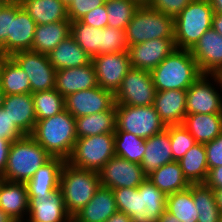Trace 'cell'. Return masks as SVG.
Listing matches in <instances>:
<instances>
[{
    "mask_svg": "<svg viewBox=\"0 0 222 222\" xmlns=\"http://www.w3.org/2000/svg\"><path fill=\"white\" fill-rule=\"evenodd\" d=\"M114 193L118 211L126 213L132 222H158L166 210L167 195L146 178L138 187L117 188Z\"/></svg>",
    "mask_w": 222,
    "mask_h": 222,
    "instance_id": "obj_1",
    "label": "cell"
},
{
    "mask_svg": "<svg viewBox=\"0 0 222 222\" xmlns=\"http://www.w3.org/2000/svg\"><path fill=\"white\" fill-rule=\"evenodd\" d=\"M52 157L65 161L72 154L77 138L75 117L66 109L52 117L36 121L30 134Z\"/></svg>",
    "mask_w": 222,
    "mask_h": 222,
    "instance_id": "obj_2",
    "label": "cell"
},
{
    "mask_svg": "<svg viewBox=\"0 0 222 222\" xmlns=\"http://www.w3.org/2000/svg\"><path fill=\"white\" fill-rule=\"evenodd\" d=\"M190 50L176 49L151 71L156 91L187 90L200 76Z\"/></svg>",
    "mask_w": 222,
    "mask_h": 222,
    "instance_id": "obj_3",
    "label": "cell"
},
{
    "mask_svg": "<svg viewBox=\"0 0 222 222\" xmlns=\"http://www.w3.org/2000/svg\"><path fill=\"white\" fill-rule=\"evenodd\" d=\"M52 156L31 136L13 141L10 146L5 181L26 183Z\"/></svg>",
    "mask_w": 222,
    "mask_h": 222,
    "instance_id": "obj_4",
    "label": "cell"
},
{
    "mask_svg": "<svg viewBox=\"0 0 222 222\" xmlns=\"http://www.w3.org/2000/svg\"><path fill=\"white\" fill-rule=\"evenodd\" d=\"M214 10L209 0H192L174 18V41L177 49L191 50L212 27Z\"/></svg>",
    "mask_w": 222,
    "mask_h": 222,
    "instance_id": "obj_5",
    "label": "cell"
},
{
    "mask_svg": "<svg viewBox=\"0 0 222 222\" xmlns=\"http://www.w3.org/2000/svg\"><path fill=\"white\" fill-rule=\"evenodd\" d=\"M100 187L98 172L73 167L65 162L60 175L59 189L62 192L67 212L73 217L81 210Z\"/></svg>",
    "mask_w": 222,
    "mask_h": 222,
    "instance_id": "obj_6",
    "label": "cell"
},
{
    "mask_svg": "<svg viewBox=\"0 0 222 222\" xmlns=\"http://www.w3.org/2000/svg\"><path fill=\"white\" fill-rule=\"evenodd\" d=\"M128 47L145 41L174 38V18L141 5L125 29Z\"/></svg>",
    "mask_w": 222,
    "mask_h": 222,
    "instance_id": "obj_7",
    "label": "cell"
},
{
    "mask_svg": "<svg viewBox=\"0 0 222 222\" xmlns=\"http://www.w3.org/2000/svg\"><path fill=\"white\" fill-rule=\"evenodd\" d=\"M115 133L78 138L66 160L73 167L99 172L115 156Z\"/></svg>",
    "mask_w": 222,
    "mask_h": 222,
    "instance_id": "obj_8",
    "label": "cell"
},
{
    "mask_svg": "<svg viewBox=\"0 0 222 222\" xmlns=\"http://www.w3.org/2000/svg\"><path fill=\"white\" fill-rule=\"evenodd\" d=\"M116 131H125L148 139L166 129L153 105L128 106L115 104Z\"/></svg>",
    "mask_w": 222,
    "mask_h": 222,
    "instance_id": "obj_9",
    "label": "cell"
},
{
    "mask_svg": "<svg viewBox=\"0 0 222 222\" xmlns=\"http://www.w3.org/2000/svg\"><path fill=\"white\" fill-rule=\"evenodd\" d=\"M219 90L222 92L220 75L202 74L187 89V114H222V93Z\"/></svg>",
    "mask_w": 222,
    "mask_h": 222,
    "instance_id": "obj_10",
    "label": "cell"
},
{
    "mask_svg": "<svg viewBox=\"0 0 222 222\" xmlns=\"http://www.w3.org/2000/svg\"><path fill=\"white\" fill-rule=\"evenodd\" d=\"M156 92L151 72L131 68L115 93V102L128 106L153 105Z\"/></svg>",
    "mask_w": 222,
    "mask_h": 222,
    "instance_id": "obj_11",
    "label": "cell"
},
{
    "mask_svg": "<svg viewBox=\"0 0 222 222\" xmlns=\"http://www.w3.org/2000/svg\"><path fill=\"white\" fill-rule=\"evenodd\" d=\"M11 58L27 74L31 93L55 89L56 69L47 55L27 50L14 53Z\"/></svg>",
    "mask_w": 222,
    "mask_h": 222,
    "instance_id": "obj_12",
    "label": "cell"
},
{
    "mask_svg": "<svg viewBox=\"0 0 222 222\" xmlns=\"http://www.w3.org/2000/svg\"><path fill=\"white\" fill-rule=\"evenodd\" d=\"M100 186L110 189L138 187L147 175L139 163L113 156L98 172Z\"/></svg>",
    "mask_w": 222,
    "mask_h": 222,
    "instance_id": "obj_13",
    "label": "cell"
},
{
    "mask_svg": "<svg viewBox=\"0 0 222 222\" xmlns=\"http://www.w3.org/2000/svg\"><path fill=\"white\" fill-rule=\"evenodd\" d=\"M115 94L97 86L65 97V109L75 118L115 110Z\"/></svg>",
    "mask_w": 222,
    "mask_h": 222,
    "instance_id": "obj_14",
    "label": "cell"
},
{
    "mask_svg": "<svg viewBox=\"0 0 222 222\" xmlns=\"http://www.w3.org/2000/svg\"><path fill=\"white\" fill-rule=\"evenodd\" d=\"M98 85L116 93L122 80L131 69L128 52L101 54L92 57Z\"/></svg>",
    "mask_w": 222,
    "mask_h": 222,
    "instance_id": "obj_15",
    "label": "cell"
},
{
    "mask_svg": "<svg viewBox=\"0 0 222 222\" xmlns=\"http://www.w3.org/2000/svg\"><path fill=\"white\" fill-rule=\"evenodd\" d=\"M174 38H160L128 47L131 68L151 72L176 50Z\"/></svg>",
    "mask_w": 222,
    "mask_h": 222,
    "instance_id": "obj_16",
    "label": "cell"
},
{
    "mask_svg": "<svg viewBox=\"0 0 222 222\" xmlns=\"http://www.w3.org/2000/svg\"><path fill=\"white\" fill-rule=\"evenodd\" d=\"M202 74H222V36L212 27L190 50Z\"/></svg>",
    "mask_w": 222,
    "mask_h": 222,
    "instance_id": "obj_17",
    "label": "cell"
},
{
    "mask_svg": "<svg viewBox=\"0 0 222 222\" xmlns=\"http://www.w3.org/2000/svg\"><path fill=\"white\" fill-rule=\"evenodd\" d=\"M36 26L33 18L21 6L15 16H11L10 33L0 52L11 57L16 52L32 50Z\"/></svg>",
    "mask_w": 222,
    "mask_h": 222,
    "instance_id": "obj_18",
    "label": "cell"
},
{
    "mask_svg": "<svg viewBox=\"0 0 222 222\" xmlns=\"http://www.w3.org/2000/svg\"><path fill=\"white\" fill-rule=\"evenodd\" d=\"M27 218L37 222H72L60 189L52 192L50 196L29 198Z\"/></svg>",
    "mask_w": 222,
    "mask_h": 222,
    "instance_id": "obj_19",
    "label": "cell"
},
{
    "mask_svg": "<svg viewBox=\"0 0 222 222\" xmlns=\"http://www.w3.org/2000/svg\"><path fill=\"white\" fill-rule=\"evenodd\" d=\"M99 86L93 63L56 70L55 89L64 98L77 91Z\"/></svg>",
    "mask_w": 222,
    "mask_h": 222,
    "instance_id": "obj_20",
    "label": "cell"
},
{
    "mask_svg": "<svg viewBox=\"0 0 222 222\" xmlns=\"http://www.w3.org/2000/svg\"><path fill=\"white\" fill-rule=\"evenodd\" d=\"M66 161L61 157H51L25 184L29 198L50 196L59 189L61 170Z\"/></svg>",
    "mask_w": 222,
    "mask_h": 222,
    "instance_id": "obj_21",
    "label": "cell"
},
{
    "mask_svg": "<svg viewBox=\"0 0 222 222\" xmlns=\"http://www.w3.org/2000/svg\"><path fill=\"white\" fill-rule=\"evenodd\" d=\"M117 211L112 189L100 186L90 202L72 217V222H105Z\"/></svg>",
    "mask_w": 222,
    "mask_h": 222,
    "instance_id": "obj_22",
    "label": "cell"
},
{
    "mask_svg": "<svg viewBox=\"0 0 222 222\" xmlns=\"http://www.w3.org/2000/svg\"><path fill=\"white\" fill-rule=\"evenodd\" d=\"M187 90L157 91L154 108L165 126L183 124L186 112Z\"/></svg>",
    "mask_w": 222,
    "mask_h": 222,
    "instance_id": "obj_23",
    "label": "cell"
},
{
    "mask_svg": "<svg viewBox=\"0 0 222 222\" xmlns=\"http://www.w3.org/2000/svg\"><path fill=\"white\" fill-rule=\"evenodd\" d=\"M2 108L25 135L33 132L37 120L32 93L5 95Z\"/></svg>",
    "mask_w": 222,
    "mask_h": 222,
    "instance_id": "obj_24",
    "label": "cell"
},
{
    "mask_svg": "<svg viewBox=\"0 0 222 222\" xmlns=\"http://www.w3.org/2000/svg\"><path fill=\"white\" fill-rule=\"evenodd\" d=\"M29 196L25 183L3 181L0 188V208L15 222L28 216Z\"/></svg>",
    "mask_w": 222,
    "mask_h": 222,
    "instance_id": "obj_25",
    "label": "cell"
},
{
    "mask_svg": "<svg viewBox=\"0 0 222 222\" xmlns=\"http://www.w3.org/2000/svg\"><path fill=\"white\" fill-rule=\"evenodd\" d=\"M173 161L171 142L167 129L145 139V152L140 165L146 175Z\"/></svg>",
    "mask_w": 222,
    "mask_h": 222,
    "instance_id": "obj_26",
    "label": "cell"
},
{
    "mask_svg": "<svg viewBox=\"0 0 222 222\" xmlns=\"http://www.w3.org/2000/svg\"><path fill=\"white\" fill-rule=\"evenodd\" d=\"M47 56L56 70L85 66L92 62V58L71 35L64 39Z\"/></svg>",
    "mask_w": 222,
    "mask_h": 222,
    "instance_id": "obj_27",
    "label": "cell"
},
{
    "mask_svg": "<svg viewBox=\"0 0 222 222\" xmlns=\"http://www.w3.org/2000/svg\"><path fill=\"white\" fill-rule=\"evenodd\" d=\"M70 31V20L37 25L34 32L32 51L48 55L64 39L71 35Z\"/></svg>",
    "mask_w": 222,
    "mask_h": 222,
    "instance_id": "obj_28",
    "label": "cell"
},
{
    "mask_svg": "<svg viewBox=\"0 0 222 222\" xmlns=\"http://www.w3.org/2000/svg\"><path fill=\"white\" fill-rule=\"evenodd\" d=\"M183 126L197 143H207L222 133V114H187Z\"/></svg>",
    "mask_w": 222,
    "mask_h": 222,
    "instance_id": "obj_29",
    "label": "cell"
},
{
    "mask_svg": "<svg viewBox=\"0 0 222 222\" xmlns=\"http://www.w3.org/2000/svg\"><path fill=\"white\" fill-rule=\"evenodd\" d=\"M20 3L37 25L69 20L67 6L61 0H21Z\"/></svg>",
    "mask_w": 222,
    "mask_h": 222,
    "instance_id": "obj_30",
    "label": "cell"
},
{
    "mask_svg": "<svg viewBox=\"0 0 222 222\" xmlns=\"http://www.w3.org/2000/svg\"><path fill=\"white\" fill-rule=\"evenodd\" d=\"M147 178L166 195L186 190L191 185L178 161L167 163L147 175Z\"/></svg>",
    "mask_w": 222,
    "mask_h": 222,
    "instance_id": "obj_31",
    "label": "cell"
},
{
    "mask_svg": "<svg viewBox=\"0 0 222 222\" xmlns=\"http://www.w3.org/2000/svg\"><path fill=\"white\" fill-rule=\"evenodd\" d=\"M178 163L190 184H204L209 169L206 149L203 143H196L186 152Z\"/></svg>",
    "mask_w": 222,
    "mask_h": 222,
    "instance_id": "obj_32",
    "label": "cell"
},
{
    "mask_svg": "<svg viewBox=\"0 0 222 222\" xmlns=\"http://www.w3.org/2000/svg\"><path fill=\"white\" fill-rule=\"evenodd\" d=\"M75 127L77 138L114 133L116 131L115 110L75 118Z\"/></svg>",
    "mask_w": 222,
    "mask_h": 222,
    "instance_id": "obj_33",
    "label": "cell"
},
{
    "mask_svg": "<svg viewBox=\"0 0 222 222\" xmlns=\"http://www.w3.org/2000/svg\"><path fill=\"white\" fill-rule=\"evenodd\" d=\"M0 89L5 95L31 93L27 74L11 57H6L2 64Z\"/></svg>",
    "mask_w": 222,
    "mask_h": 222,
    "instance_id": "obj_34",
    "label": "cell"
},
{
    "mask_svg": "<svg viewBox=\"0 0 222 222\" xmlns=\"http://www.w3.org/2000/svg\"><path fill=\"white\" fill-rule=\"evenodd\" d=\"M194 204L198 213V222H218L222 216L219 210L214 190L205 184H191Z\"/></svg>",
    "mask_w": 222,
    "mask_h": 222,
    "instance_id": "obj_35",
    "label": "cell"
},
{
    "mask_svg": "<svg viewBox=\"0 0 222 222\" xmlns=\"http://www.w3.org/2000/svg\"><path fill=\"white\" fill-rule=\"evenodd\" d=\"M70 34L91 58L102 54V28L76 20L71 22Z\"/></svg>",
    "mask_w": 222,
    "mask_h": 222,
    "instance_id": "obj_36",
    "label": "cell"
},
{
    "mask_svg": "<svg viewBox=\"0 0 222 222\" xmlns=\"http://www.w3.org/2000/svg\"><path fill=\"white\" fill-rule=\"evenodd\" d=\"M166 210L181 222H198L197 209L189 188L167 195Z\"/></svg>",
    "mask_w": 222,
    "mask_h": 222,
    "instance_id": "obj_37",
    "label": "cell"
},
{
    "mask_svg": "<svg viewBox=\"0 0 222 222\" xmlns=\"http://www.w3.org/2000/svg\"><path fill=\"white\" fill-rule=\"evenodd\" d=\"M114 133L115 156L141 164L145 152V139L125 131Z\"/></svg>",
    "mask_w": 222,
    "mask_h": 222,
    "instance_id": "obj_38",
    "label": "cell"
},
{
    "mask_svg": "<svg viewBox=\"0 0 222 222\" xmlns=\"http://www.w3.org/2000/svg\"><path fill=\"white\" fill-rule=\"evenodd\" d=\"M107 26L125 30L141 4L136 0H106Z\"/></svg>",
    "mask_w": 222,
    "mask_h": 222,
    "instance_id": "obj_39",
    "label": "cell"
},
{
    "mask_svg": "<svg viewBox=\"0 0 222 222\" xmlns=\"http://www.w3.org/2000/svg\"><path fill=\"white\" fill-rule=\"evenodd\" d=\"M36 120L59 114L65 109V98L56 89L32 93Z\"/></svg>",
    "mask_w": 222,
    "mask_h": 222,
    "instance_id": "obj_40",
    "label": "cell"
},
{
    "mask_svg": "<svg viewBox=\"0 0 222 222\" xmlns=\"http://www.w3.org/2000/svg\"><path fill=\"white\" fill-rule=\"evenodd\" d=\"M166 129L169 132L173 159L179 161L197 142L183 124L169 125Z\"/></svg>",
    "mask_w": 222,
    "mask_h": 222,
    "instance_id": "obj_41",
    "label": "cell"
},
{
    "mask_svg": "<svg viewBox=\"0 0 222 222\" xmlns=\"http://www.w3.org/2000/svg\"><path fill=\"white\" fill-rule=\"evenodd\" d=\"M128 52L125 30L102 28V54Z\"/></svg>",
    "mask_w": 222,
    "mask_h": 222,
    "instance_id": "obj_42",
    "label": "cell"
},
{
    "mask_svg": "<svg viewBox=\"0 0 222 222\" xmlns=\"http://www.w3.org/2000/svg\"><path fill=\"white\" fill-rule=\"evenodd\" d=\"M106 0H73L67 7L68 18L71 22L79 20L91 10L105 4Z\"/></svg>",
    "mask_w": 222,
    "mask_h": 222,
    "instance_id": "obj_43",
    "label": "cell"
},
{
    "mask_svg": "<svg viewBox=\"0 0 222 222\" xmlns=\"http://www.w3.org/2000/svg\"><path fill=\"white\" fill-rule=\"evenodd\" d=\"M192 0H148L146 5L175 18Z\"/></svg>",
    "mask_w": 222,
    "mask_h": 222,
    "instance_id": "obj_44",
    "label": "cell"
},
{
    "mask_svg": "<svg viewBox=\"0 0 222 222\" xmlns=\"http://www.w3.org/2000/svg\"><path fill=\"white\" fill-rule=\"evenodd\" d=\"M24 136L26 135L13 123L8 113L0 108V137L13 142Z\"/></svg>",
    "mask_w": 222,
    "mask_h": 222,
    "instance_id": "obj_45",
    "label": "cell"
},
{
    "mask_svg": "<svg viewBox=\"0 0 222 222\" xmlns=\"http://www.w3.org/2000/svg\"><path fill=\"white\" fill-rule=\"evenodd\" d=\"M21 3L5 4L0 10V48L6 43L11 27V16H15Z\"/></svg>",
    "mask_w": 222,
    "mask_h": 222,
    "instance_id": "obj_46",
    "label": "cell"
},
{
    "mask_svg": "<svg viewBox=\"0 0 222 222\" xmlns=\"http://www.w3.org/2000/svg\"><path fill=\"white\" fill-rule=\"evenodd\" d=\"M208 169L222 166V133L204 144Z\"/></svg>",
    "mask_w": 222,
    "mask_h": 222,
    "instance_id": "obj_47",
    "label": "cell"
},
{
    "mask_svg": "<svg viewBox=\"0 0 222 222\" xmlns=\"http://www.w3.org/2000/svg\"><path fill=\"white\" fill-rule=\"evenodd\" d=\"M79 21L84 24L90 25L92 27H97V28L107 27L108 19H107L106 5L103 4L99 7H96L95 9L91 10L86 15L81 17Z\"/></svg>",
    "mask_w": 222,
    "mask_h": 222,
    "instance_id": "obj_48",
    "label": "cell"
},
{
    "mask_svg": "<svg viewBox=\"0 0 222 222\" xmlns=\"http://www.w3.org/2000/svg\"><path fill=\"white\" fill-rule=\"evenodd\" d=\"M204 184L212 189L222 188V166L209 169Z\"/></svg>",
    "mask_w": 222,
    "mask_h": 222,
    "instance_id": "obj_49",
    "label": "cell"
},
{
    "mask_svg": "<svg viewBox=\"0 0 222 222\" xmlns=\"http://www.w3.org/2000/svg\"><path fill=\"white\" fill-rule=\"evenodd\" d=\"M11 143L9 140L0 137V176L3 175L6 169Z\"/></svg>",
    "mask_w": 222,
    "mask_h": 222,
    "instance_id": "obj_50",
    "label": "cell"
},
{
    "mask_svg": "<svg viewBox=\"0 0 222 222\" xmlns=\"http://www.w3.org/2000/svg\"><path fill=\"white\" fill-rule=\"evenodd\" d=\"M105 222H132V220L126 213L117 211Z\"/></svg>",
    "mask_w": 222,
    "mask_h": 222,
    "instance_id": "obj_51",
    "label": "cell"
},
{
    "mask_svg": "<svg viewBox=\"0 0 222 222\" xmlns=\"http://www.w3.org/2000/svg\"><path fill=\"white\" fill-rule=\"evenodd\" d=\"M212 28L222 36V14L214 13Z\"/></svg>",
    "mask_w": 222,
    "mask_h": 222,
    "instance_id": "obj_52",
    "label": "cell"
},
{
    "mask_svg": "<svg viewBox=\"0 0 222 222\" xmlns=\"http://www.w3.org/2000/svg\"><path fill=\"white\" fill-rule=\"evenodd\" d=\"M158 222H181V221L173 214L165 210L158 219Z\"/></svg>",
    "mask_w": 222,
    "mask_h": 222,
    "instance_id": "obj_53",
    "label": "cell"
},
{
    "mask_svg": "<svg viewBox=\"0 0 222 222\" xmlns=\"http://www.w3.org/2000/svg\"><path fill=\"white\" fill-rule=\"evenodd\" d=\"M213 190H214L217 206L222 214V188L213 189Z\"/></svg>",
    "mask_w": 222,
    "mask_h": 222,
    "instance_id": "obj_54",
    "label": "cell"
},
{
    "mask_svg": "<svg viewBox=\"0 0 222 222\" xmlns=\"http://www.w3.org/2000/svg\"><path fill=\"white\" fill-rule=\"evenodd\" d=\"M215 13L222 14V0H209Z\"/></svg>",
    "mask_w": 222,
    "mask_h": 222,
    "instance_id": "obj_55",
    "label": "cell"
},
{
    "mask_svg": "<svg viewBox=\"0 0 222 222\" xmlns=\"http://www.w3.org/2000/svg\"><path fill=\"white\" fill-rule=\"evenodd\" d=\"M0 222H15V221L0 208Z\"/></svg>",
    "mask_w": 222,
    "mask_h": 222,
    "instance_id": "obj_56",
    "label": "cell"
},
{
    "mask_svg": "<svg viewBox=\"0 0 222 222\" xmlns=\"http://www.w3.org/2000/svg\"><path fill=\"white\" fill-rule=\"evenodd\" d=\"M4 4H17L20 3L21 0H1Z\"/></svg>",
    "mask_w": 222,
    "mask_h": 222,
    "instance_id": "obj_57",
    "label": "cell"
},
{
    "mask_svg": "<svg viewBox=\"0 0 222 222\" xmlns=\"http://www.w3.org/2000/svg\"><path fill=\"white\" fill-rule=\"evenodd\" d=\"M7 56H5L4 54H2L0 52V75H1V69H2V64L4 62V60L6 59Z\"/></svg>",
    "mask_w": 222,
    "mask_h": 222,
    "instance_id": "obj_58",
    "label": "cell"
},
{
    "mask_svg": "<svg viewBox=\"0 0 222 222\" xmlns=\"http://www.w3.org/2000/svg\"><path fill=\"white\" fill-rule=\"evenodd\" d=\"M4 98H5V94H4V93L2 92V90L0 89V108L3 107Z\"/></svg>",
    "mask_w": 222,
    "mask_h": 222,
    "instance_id": "obj_59",
    "label": "cell"
},
{
    "mask_svg": "<svg viewBox=\"0 0 222 222\" xmlns=\"http://www.w3.org/2000/svg\"><path fill=\"white\" fill-rule=\"evenodd\" d=\"M67 7L73 0H61Z\"/></svg>",
    "mask_w": 222,
    "mask_h": 222,
    "instance_id": "obj_60",
    "label": "cell"
},
{
    "mask_svg": "<svg viewBox=\"0 0 222 222\" xmlns=\"http://www.w3.org/2000/svg\"><path fill=\"white\" fill-rule=\"evenodd\" d=\"M136 1H138L141 5H145L148 2V0H136Z\"/></svg>",
    "mask_w": 222,
    "mask_h": 222,
    "instance_id": "obj_61",
    "label": "cell"
},
{
    "mask_svg": "<svg viewBox=\"0 0 222 222\" xmlns=\"http://www.w3.org/2000/svg\"><path fill=\"white\" fill-rule=\"evenodd\" d=\"M22 222H37V221H32L30 218H26Z\"/></svg>",
    "mask_w": 222,
    "mask_h": 222,
    "instance_id": "obj_62",
    "label": "cell"
},
{
    "mask_svg": "<svg viewBox=\"0 0 222 222\" xmlns=\"http://www.w3.org/2000/svg\"><path fill=\"white\" fill-rule=\"evenodd\" d=\"M3 181H4V178L2 176H0V188H1Z\"/></svg>",
    "mask_w": 222,
    "mask_h": 222,
    "instance_id": "obj_63",
    "label": "cell"
},
{
    "mask_svg": "<svg viewBox=\"0 0 222 222\" xmlns=\"http://www.w3.org/2000/svg\"><path fill=\"white\" fill-rule=\"evenodd\" d=\"M5 4L0 0V10L2 9V7L4 6Z\"/></svg>",
    "mask_w": 222,
    "mask_h": 222,
    "instance_id": "obj_64",
    "label": "cell"
}]
</instances>
